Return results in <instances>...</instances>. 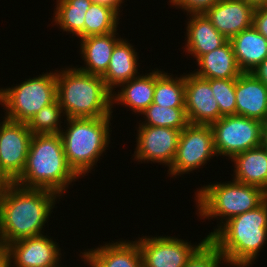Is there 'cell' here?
Wrapping results in <instances>:
<instances>
[{
  "mask_svg": "<svg viewBox=\"0 0 267 267\" xmlns=\"http://www.w3.org/2000/svg\"><path fill=\"white\" fill-rule=\"evenodd\" d=\"M112 242L80 252L81 260L91 267H142L141 252L136 240L121 239Z\"/></svg>",
  "mask_w": 267,
  "mask_h": 267,
  "instance_id": "16",
  "label": "cell"
},
{
  "mask_svg": "<svg viewBox=\"0 0 267 267\" xmlns=\"http://www.w3.org/2000/svg\"><path fill=\"white\" fill-rule=\"evenodd\" d=\"M79 178L67 163L60 135L35 134L25 168L14 183L24 188L47 189L62 198L68 186Z\"/></svg>",
  "mask_w": 267,
  "mask_h": 267,
  "instance_id": "2",
  "label": "cell"
},
{
  "mask_svg": "<svg viewBox=\"0 0 267 267\" xmlns=\"http://www.w3.org/2000/svg\"><path fill=\"white\" fill-rule=\"evenodd\" d=\"M185 112L190 124L211 125L220 119V109L210 79L185 73Z\"/></svg>",
  "mask_w": 267,
  "mask_h": 267,
  "instance_id": "14",
  "label": "cell"
},
{
  "mask_svg": "<svg viewBox=\"0 0 267 267\" xmlns=\"http://www.w3.org/2000/svg\"><path fill=\"white\" fill-rule=\"evenodd\" d=\"M118 34L116 30L109 34L92 35L80 39L79 54L86 66H80L77 69L88 74L102 76L109 66L115 45L122 39Z\"/></svg>",
  "mask_w": 267,
  "mask_h": 267,
  "instance_id": "19",
  "label": "cell"
},
{
  "mask_svg": "<svg viewBox=\"0 0 267 267\" xmlns=\"http://www.w3.org/2000/svg\"><path fill=\"white\" fill-rule=\"evenodd\" d=\"M197 245L172 236H142L139 245L143 267H184L193 253L207 240Z\"/></svg>",
  "mask_w": 267,
  "mask_h": 267,
  "instance_id": "10",
  "label": "cell"
},
{
  "mask_svg": "<svg viewBox=\"0 0 267 267\" xmlns=\"http://www.w3.org/2000/svg\"><path fill=\"white\" fill-rule=\"evenodd\" d=\"M91 4V0H56L52 22L61 31L82 39L84 38L85 15Z\"/></svg>",
  "mask_w": 267,
  "mask_h": 267,
  "instance_id": "25",
  "label": "cell"
},
{
  "mask_svg": "<svg viewBox=\"0 0 267 267\" xmlns=\"http://www.w3.org/2000/svg\"><path fill=\"white\" fill-rule=\"evenodd\" d=\"M3 119L0 122V167L14 182L25 168L33 134L27 124Z\"/></svg>",
  "mask_w": 267,
  "mask_h": 267,
  "instance_id": "12",
  "label": "cell"
},
{
  "mask_svg": "<svg viewBox=\"0 0 267 267\" xmlns=\"http://www.w3.org/2000/svg\"><path fill=\"white\" fill-rule=\"evenodd\" d=\"M112 117L64 118L67 127L59 135L67 163L80 178L88 175L108 150Z\"/></svg>",
  "mask_w": 267,
  "mask_h": 267,
  "instance_id": "5",
  "label": "cell"
},
{
  "mask_svg": "<svg viewBox=\"0 0 267 267\" xmlns=\"http://www.w3.org/2000/svg\"><path fill=\"white\" fill-rule=\"evenodd\" d=\"M58 245L52 237L42 234L14 241L6 247L11 267H58L62 259Z\"/></svg>",
  "mask_w": 267,
  "mask_h": 267,
  "instance_id": "13",
  "label": "cell"
},
{
  "mask_svg": "<svg viewBox=\"0 0 267 267\" xmlns=\"http://www.w3.org/2000/svg\"><path fill=\"white\" fill-rule=\"evenodd\" d=\"M196 63L199 68L192 73L204 79H237L243 73L238 67L230 40L202 55Z\"/></svg>",
  "mask_w": 267,
  "mask_h": 267,
  "instance_id": "22",
  "label": "cell"
},
{
  "mask_svg": "<svg viewBox=\"0 0 267 267\" xmlns=\"http://www.w3.org/2000/svg\"><path fill=\"white\" fill-rule=\"evenodd\" d=\"M216 155L213 130L210 125L188 124L181 130L176 154L168 169L169 177L190 174L206 166Z\"/></svg>",
  "mask_w": 267,
  "mask_h": 267,
  "instance_id": "9",
  "label": "cell"
},
{
  "mask_svg": "<svg viewBox=\"0 0 267 267\" xmlns=\"http://www.w3.org/2000/svg\"><path fill=\"white\" fill-rule=\"evenodd\" d=\"M236 115L267 122V85L253 73L235 79Z\"/></svg>",
  "mask_w": 267,
  "mask_h": 267,
  "instance_id": "17",
  "label": "cell"
},
{
  "mask_svg": "<svg viewBox=\"0 0 267 267\" xmlns=\"http://www.w3.org/2000/svg\"><path fill=\"white\" fill-rule=\"evenodd\" d=\"M155 69L153 103L165 107H185V73L177 77Z\"/></svg>",
  "mask_w": 267,
  "mask_h": 267,
  "instance_id": "26",
  "label": "cell"
},
{
  "mask_svg": "<svg viewBox=\"0 0 267 267\" xmlns=\"http://www.w3.org/2000/svg\"><path fill=\"white\" fill-rule=\"evenodd\" d=\"M145 121L139 125L170 127L182 130L189 122L185 107H165L151 103L142 113Z\"/></svg>",
  "mask_w": 267,
  "mask_h": 267,
  "instance_id": "27",
  "label": "cell"
},
{
  "mask_svg": "<svg viewBox=\"0 0 267 267\" xmlns=\"http://www.w3.org/2000/svg\"><path fill=\"white\" fill-rule=\"evenodd\" d=\"M262 145L267 151V130L266 129L264 130Z\"/></svg>",
  "mask_w": 267,
  "mask_h": 267,
  "instance_id": "39",
  "label": "cell"
},
{
  "mask_svg": "<svg viewBox=\"0 0 267 267\" xmlns=\"http://www.w3.org/2000/svg\"><path fill=\"white\" fill-rule=\"evenodd\" d=\"M139 58L136 48L128 41L121 39L114 47L109 66L101 76L106 87L113 93L114 88L132 78L139 76ZM139 72V73H138Z\"/></svg>",
  "mask_w": 267,
  "mask_h": 267,
  "instance_id": "20",
  "label": "cell"
},
{
  "mask_svg": "<svg viewBox=\"0 0 267 267\" xmlns=\"http://www.w3.org/2000/svg\"><path fill=\"white\" fill-rule=\"evenodd\" d=\"M59 196L47 189L12 183L0 192V244L44 233ZM44 226V227H43Z\"/></svg>",
  "mask_w": 267,
  "mask_h": 267,
  "instance_id": "1",
  "label": "cell"
},
{
  "mask_svg": "<svg viewBox=\"0 0 267 267\" xmlns=\"http://www.w3.org/2000/svg\"><path fill=\"white\" fill-rule=\"evenodd\" d=\"M184 51L197 61L202 55L223 46L228 39L220 34L205 14L188 15Z\"/></svg>",
  "mask_w": 267,
  "mask_h": 267,
  "instance_id": "18",
  "label": "cell"
},
{
  "mask_svg": "<svg viewBox=\"0 0 267 267\" xmlns=\"http://www.w3.org/2000/svg\"><path fill=\"white\" fill-rule=\"evenodd\" d=\"M253 27L267 39V5L255 8Z\"/></svg>",
  "mask_w": 267,
  "mask_h": 267,
  "instance_id": "33",
  "label": "cell"
},
{
  "mask_svg": "<svg viewBox=\"0 0 267 267\" xmlns=\"http://www.w3.org/2000/svg\"><path fill=\"white\" fill-rule=\"evenodd\" d=\"M5 88H0V104L3 112L6 111L3 117L27 124L37 112L57 99L56 72H45Z\"/></svg>",
  "mask_w": 267,
  "mask_h": 267,
  "instance_id": "7",
  "label": "cell"
},
{
  "mask_svg": "<svg viewBox=\"0 0 267 267\" xmlns=\"http://www.w3.org/2000/svg\"><path fill=\"white\" fill-rule=\"evenodd\" d=\"M227 264L219 248L208 238L188 259L184 267H220Z\"/></svg>",
  "mask_w": 267,
  "mask_h": 267,
  "instance_id": "31",
  "label": "cell"
},
{
  "mask_svg": "<svg viewBox=\"0 0 267 267\" xmlns=\"http://www.w3.org/2000/svg\"><path fill=\"white\" fill-rule=\"evenodd\" d=\"M243 1L250 4L254 8L263 7L267 5V0H243Z\"/></svg>",
  "mask_w": 267,
  "mask_h": 267,
  "instance_id": "38",
  "label": "cell"
},
{
  "mask_svg": "<svg viewBox=\"0 0 267 267\" xmlns=\"http://www.w3.org/2000/svg\"><path fill=\"white\" fill-rule=\"evenodd\" d=\"M119 19L120 16L112 8L92 3L85 15L84 38L118 30Z\"/></svg>",
  "mask_w": 267,
  "mask_h": 267,
  "instance_id": "28",
  "label": "cell"
},
{
  "mask_svg": "<svg viewBox=\"0 0 267 267\" xmlns=\"http://www.w3.org/2000/svg\"><path fill=\"white\" fill-rule=\"evenodd\" d=\"M217 157L231 160L236 154L262 145L265 123L241 115H228L212 123Z\"/></svg>",
  "mask_w": 267,
  "mask_h": 267,
  "instance_id": "8",
  "label": "cell"
},
{
  "mask_svg": "<svg viewBox=\"0 0 267 267\" xmlns=\"http://www.w3.org/2000/svg\"><path fill=\"white\" fill-rule=\"evenodd\" d=\"M92 3H96L99 5L107 6L109 8H112L119 16H120V9L121 4H123L124 0H91Z\"/></svg>",
  "mask_w": 267,
  "mask_h": 267,
  "instance_id": "34",
  "label": "cell"
},
{
  "mask_svg": "<svg viewBox=\"0 0 267 267\" xmlns=\"http://www.w3.org/2000/svg\"><path fill=\"white\" fill-rule=\"evenodd\" d=\"M13 181L5 174L0 167V192L10 186Z\"/></svg>",
  "mask_w": 267,
  "mask_h": 267,
  "instance_id": "37",
  "label": "cell"
},
{
  "mask_svg": "<svg viewBox=\"0 0 267 267\" xmlns=\"http://www.w3.org/2000/svg\"><path fill=\"white\" fill-rule=\"evenodd\" d=\"M252 73L267 85V58Z\"/></svg>",
  "mask_w": 267,
  "mask_h": 267,
  "instance_id": "35",
  "label": "cell"
},
{
  "mask_svg": "<svg viewBox=\"0 0 267 267\" xmlns=\"http://www.w3.org/2000/svg\"><path fill=\"white\" fill-rule=\"evenodd\" d=\"M255 8L243 0H219L204 14L228 40L253 26Z\"/></svg>",
  "mask_w": 267,
  "mask_h": 267,
  "instance_id": "15",
  "label": "cell"
},
{
  "mask_svg": "<svg viewBox=\"0 0 267 267\" xmlns=\"http://www.w3.org/2000/svg\"><path fill=\"white\" fill-rule=\"evenodd\" d=\"M210 86L220 109V118L235 115V79H210Z\"/></svg>",
  "mask_w": 267,
  "mask_h": 267,
  "instance_id": "30",
  "label": "cell"
},
{
  "mask_svg": "<svg viewBox=\"0 0 267 267\" xmlns=\"http://www.w3.org/2000/svg\"><path fill=\"white\" fill-rule=\"evenodd\" d=\"M209 239L224 255L227 266L252 267L267 243V199L229 219Z\"/></svg>",
  "mask_w": 267,
  "mask_h": 267,
  "instance_id": "3",
  "label": "cell"
},
{
  "mask_svg": "<svg viewBox=\"0 0 267 267\" xmlns=\"http://www.w3.org/2000/svg\"><path fill=\"white\" fill-rule=\"evenodd\" d=\"M66 118L63 108L56 99L43 107L27 123L28 129L35 134H60L63 128L61 119Z\"/></svg>",
  "mask_w": 267,
  "mask_h": 267,
  "instance_id": "29",
  "label": "cell"
},
{
  "mask_svg": "<svg viewBox=\"0 0 267 267\" xmlns=\"http://www.w3.org/2000/svg\"><path fill=\"white\" fill-rule=\"evenodd\" d=\"M266 199L267 192L255 185L235 180L210 182L195 192L196 214L199 219L220 220L214 231L206 236L210 238L229 219L257 208Z\"/></svg>",
  "mask_w": 267,
  "mask_h": 267,
  "instance_id": "6",
  "label": "cell"
},
{
  "mask_svg": "<svg viewBox=\"0 0 267 267\" xmlns=\"http://www.w3.org/2000/svg\"><path fill=\"white\" fill-rule=\"evenodd\" d=\"M56 71L57 100L66 118H101L113 113L112 92L99 75L77 67ZM61 70V71H60Z\"/></svg>",
  "mask_w": 267,
  "mask_h": 267,
  "instance_id": "4",
  "label": "cell"
},
{
  "mask_svg": "<svg viewBox=\"0 0 267 267\" xmlns=\"http://www.w3.org/2000/svg\"><path fill=\"white\" fill-rule=\"evenodd\" d=\"M117 92L112 93V104L124 105L135 114H141L153 103L155 90V69L149 73L139 74L128 82L122 83Z\"/></svg>",
  "mask_w": 267,
  "mask_h": 267,
  "instance_id": "21",
  "label": "cell"
},
{
  "mask_svg": "<svg viewBox=\"0 0 267 267\" xmlns=\"http://www.w3.org/2000/svg\"><path fill=\"white\" fill-rule=\"evenodd\" d=\"M234 162L233 180L255 185L267 192V151L263 145L236 154Z\"/></svg>",
  "mask_w": 267,
  "mask_h": 267,
  "instance_id": "24",
  "label": "cell"
},
{
  "mask_svg": "<svg viewBox=\"0 0 267 267\" xmlns=\"http://www.w3.org/2000/svg\"><path fill=\"white\" fill-rule=\"evenodd\" d=\"M239 69L252 73L267 58V39L253 26L230 39Z\"/></svg>",
  "mask_w": 267,
  "mask_h": 267,
  "instance_id": "23",
  "label": "cell"
},
{
  "mask_svg": "<svg viewBox=\"0 0 267 267\" xmlns=\"http://www.w3.org/2000/svg\"><path fill=\"white\" fill-rule=\"evenodd\" d=\"M133 160L171 167L181 130L170 127L138 125Z\"/></svg>",
  "mask_w": 267,
  "mask_h": 267,
  "instance_id": "11",
  "label": "cell"
},
{
  "mask_svg": "<svg viewBox=\"0 0 267 267\" xmlns=\"http://www.w3.org/2000/svg\"><path fill=\"white\" fill-rule=\"evenodd\" d=\"M219 0H169V3L174 8L184 9V13L190 14H204L211 9Z\"/></svg>",
  "mask_w": 267,
  "mask_h": 267,
  "instance_id": "32",
  "label": "cell"
},
{
  "mask_svg": "<svg viewBox=\"0 0 267 267\" xmlns=\"http://www.w3.org/2000/svg\"><path fill=\"white\" fill-rule=\"evenodd\" d=\"M0 267H11V261L7 247L2 244H0Z\"/></svg>",
  "mask_w": 267,
  "mask_h": 267,
  "instance_id": "36",
  "label": "cell"
}]
</instances>
